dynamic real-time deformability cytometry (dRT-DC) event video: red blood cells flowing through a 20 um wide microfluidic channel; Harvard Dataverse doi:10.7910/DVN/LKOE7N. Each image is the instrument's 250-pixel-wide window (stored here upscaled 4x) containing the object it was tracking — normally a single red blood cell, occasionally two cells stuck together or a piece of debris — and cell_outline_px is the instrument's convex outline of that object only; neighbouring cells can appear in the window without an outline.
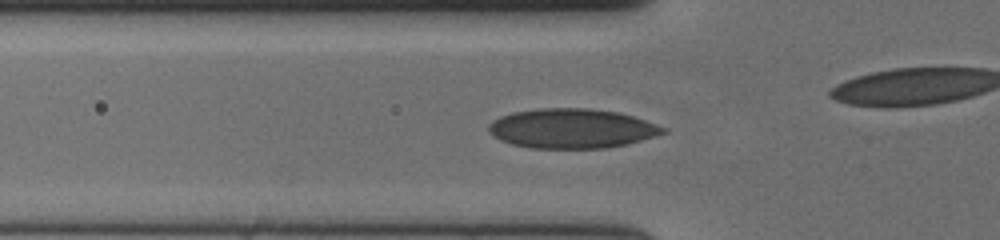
{"species": "human", "species_latin": "Homo sapiens", "temperature_condition": "cold", "stored_images_in_passage": 45, "camera_frame_rate_fps": 3000, "um_per_image_px": 0.085, "donor": {"sex": "female"}, "frame": {"image": 1, "passage_image": 18, "time_ms": 5.667, "image_size_px": [1000, 240], "cell_outline_px": [[668, 132], [656, 136], [628, 144], [608, 148], [532, 148], [512, 144], [500, 140], [488, 132], [488, 124], [492, 120], [500, 116], [512, 112], [540, 108], [588, 108], [620, 112], [668, 128]], "centroid_in_image_um": [48.61, 10.92], "position_along_channel_um": 77.2, "area_um2": 40.52}}
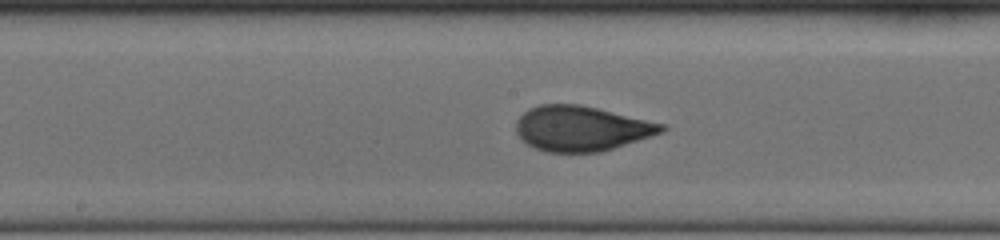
{"frame": {"image": 2, "passage_image": 28, "time_ms": 9.0, "image_size_px": [1000, 240], "cell_outline_px": [[668, 128], [664, 132], [600, 152], [548, 152], [536, 148], [528, 144], [516, 132], [516, 120], [528, 108], [540, 104], [580, 104], [664, 124]], "centroid_in_image_um": [49.41, 10.91], "position_along_channel_um": 198.8, "area_um2": 37.97}}
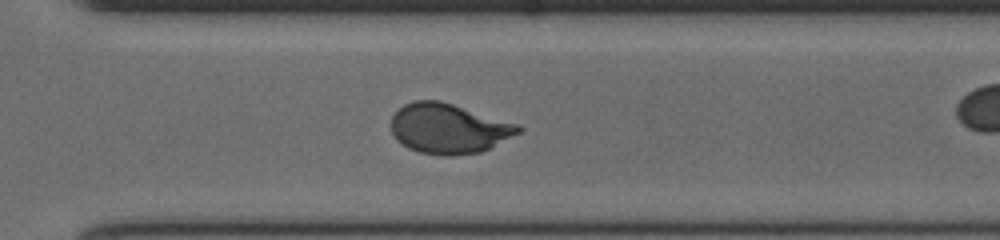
{"frame": {"image": 3, "passage_image": 39, "time_ms": 12.667, "image_size_px": [1000, 240], "cell_outline_px": [[524, 128], [520, 132], [480, 152], [452, 156], [444, 156], [420, 152], [408, 148], [396, 140], [388, 124], [392, 116], [404, 104], [412, 100], [440, 100], [520, 124]], "centroid_in_image_um": [38.1, 10.91], "position_along_channel_um": 332.5, "area_um2": 37.28}}